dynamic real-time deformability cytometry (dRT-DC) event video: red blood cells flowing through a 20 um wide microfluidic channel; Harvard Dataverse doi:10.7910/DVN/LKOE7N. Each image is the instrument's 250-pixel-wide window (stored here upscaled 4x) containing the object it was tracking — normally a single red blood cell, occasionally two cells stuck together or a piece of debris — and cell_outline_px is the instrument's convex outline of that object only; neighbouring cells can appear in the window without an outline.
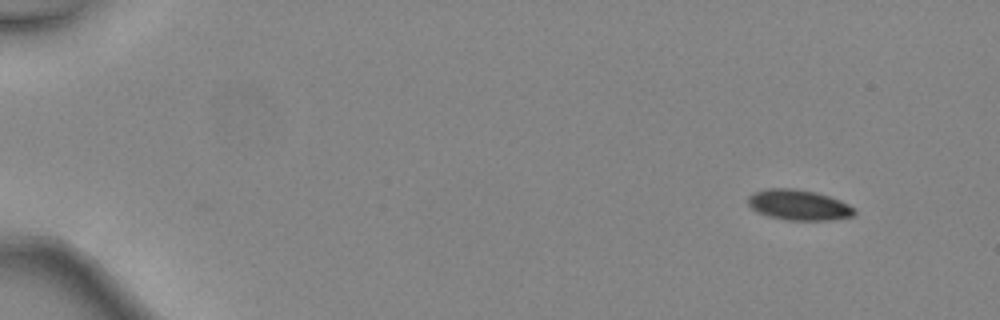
{"species": "common noctule bat (a hibernating species)", "species_latin": "Nyctalus noctula", "temperature_condition": "warm", "stored_images_in_passage": 11, "camera_frame_rate_fps": 3000, "um_per_image_px": 0.085, "animal": {"sex": "female", "body_mass_g": 24.6, "forearm_length_mm": 56.2}, "frame": {"image": 1, "passage_image": 1, "time_ms": 0.0, "image_size_px": [1000, 320], "cell_outline_px": [[856, 212], [852, 216], [836, 220], [784, 220], [768, 216], [756, 212], [748, 204], [748, 196], [764, 188], [792, 188], [816, 192], [840, 200], [856, 208]], "centroid_in_image_um": [67.9, 17.43], "position_along_channel_um": 17.1, "area_um2": 19.07}}